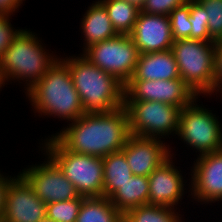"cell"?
Masks as SVG:
<instances>
[{"mask_svg":"<svg viewBox=\"0 0 222 222\" xmlns=\"http://www.w3.org/2000/svg\"><path fill=\"white\" fill-rule=\"evenodd\" d=\"M109 200L123 215L129 209L149 204L148 176L133 175Z\"/></svg>","mask_w":222,"mask_h":222,"instance_id":"19","label":"cell"},{"mask_svg":"<svg viewBox=\"0 0 222 222\" xmlns=\"http://www.w3.org/2000/svg\"><path fill=\"white\" fill-rule=\"evenodd\" d=\"M5 86V83L3 81L2 76L0 75V90H2L1 88Z\"/></svg>","mask_w":222,"mask_h":222,"instance_id":"34","label":"cell"},{"mask_svg":"<svg viewBox=\"0 0 222 222\" xmlns=\"http://www.w3.org/2000/svg\"><path fill=\"white\" fill-rule=\"evenodd\" d=\"M86 197L79 196L67 201L46 204V217L54 222H76L82 201Z\"/></svg>","mask_w":222,"mask_h":222,"instance_id":"24","label":"cell"},{"mask_svg":"<svg viewBox=\"0 0 222 222\" xmlns=\"http://www.w3.org/2000/svg\"><path fill=\"white\" fill-rule=\"evenodd\" d=\"M95 2V3H94ZM81 34L84 36L83 52L96 43L116 37L111 20L105 7L98 1H93L81 18Z\"/></svg>","mask_w":222,"mask_h":222,"instance_id":"18","label":"cell"},{"mask_svg":"<svg viewBox=\"0 0 222 222\" xmlns=\"http://www.w3.org/2000/svg\"><path fill=\"white\" fill-rule=\"evenodd\" d=\"M80 54L124 85L133 76L140 55L131 36L119 34L91 45Z\"/></svg>","mask_w":222,"mask_h":222,"instance_id":"9","label":"cell"},{"mask_svg":"<svg viewBox=\"0 0 222 222\" xmlns=\"http://www.w3.org/2000/svg\"><path fill=\"white\" fill-rule=\"evenodd\" d=\"M76 222H123V214L106 197H89L82 201Z\"/></svg>","mask_w":222,"mask_h":222,"instance_id":"21","label":"cell"},{"mask_svg":"<svg viewBox=\"0 0 222 222\" xmlns=\"http://www.w3.org/2000/svg\"><path fill=\"white\" fill-rule=\"evenodd\" d=\"M130 135L124 107L106 113H84L53 134L67 150L100 158L121 151Z\"/></svg>","mask_w":222,"mask_h":222,"instance_id":"1","label":"cell"},{"mask_svg":"<svg viewBox=\"0 0 222 222\" xmlns=\"http://www.w3.org/2000/svg\"><path fill=\"white\" fill-rule=\"evenodd\" d=\"M3 217L6 222H39L46 217V204L19 173L8 184Z\"/></svg>","mask_w":222,"mask_h":222,"instance_id":"13","label":"cell"},{"mask_svg":"<svg viewBox=\"0 0 222 222\" xmlns=\"http://www.w3.org/2000/svg\"><path fill=\"white\" fill-rule=\"evenodd\" d=\"M46 156L47 160L42 164H32L19 174L45 204L78 198L80 195L74 185L64 176L58 165Z\"/></svg>","mask_w":222,"mask_h":222,"instance_id":"11","label":"cell"},{"mask_svg":"<svg viewBox=\"0 0 222 222\" xmlns=\"http://www.w3.org/2000/svg\"><path fill=\"white\" fill-rule=\"evenodd\" d=\"M164 140L130 135L123 149L132 174L149 176L156 168L173 156V150Z\"/></svg>","mask_w":222,"mask_h":222,"instance_id":"14","label":"cell"},{"mask_svg":"<svg viewBox=\"0 0 222 222\" xmlns=\"http://www.w3.org/2000/svg\"><path fill=\"white\" fill-rule=\"evenodd\" d=\"M188 0H146L141 11L146 14L169 16L177 7L186 4Z\"/></svg>","mask_w":222,"mask_h":222,"instance_id":"29","label":"cell"},{"mask_svg":"<svg viewBox=\"0 0 222 222\" xmlns=\"http://www.w3.org/2000/svg\"><path fill=\"white\" fill-rule=\"evenodd\" d=\"M34 113L74 122L85 112L68 65L60 58L25 92Z\"/></svg>","mask_w":222,"mask_h":222,"instance_id":"2","label":"cell"},{"mask_svg":"<svg viewBox=\"0 0 222 222\" xmlns=\"http://www.w3.org/2000/svg\"><path fill=\"white\" fill-rule=\"evenodd\" d=\"M103 197L110 198L133 174L122 151L103 157Z\"/></svg>","mask_w":222,"mask_h":222,"instance_id":"20","label":"cell"},{"mask_svg":"<svg viewBox=\"0 0 222 222\" xmlns=\"http://www.w3.org/2000/svg\"><path fill=\"white\" fill-rule=\"evenodd\" d=\"M0 222H6V220L4 219L3 215L0 216Z\"/></svg>","mask_w":222,"mask_h":222,"instance_id":"36","label":"cell"},{"mask_svg":"<svg viewBox=\"0 0 222 222\" xmlns=\"http://www.w3.org/2000/svg\"><path fill=\"white\" fill-rule=\"evenodd\" d=\"M25 0H0V11L4 13L15 14Z\"/></svg>","mask_w":222,"mask_h":222,"instance_id":"32","label":"cell"},{"mask_svg":"<svg viewBox=\"0 0 222 222\" xmlns=\"http://www.w3.org/2000/svg\"><path fill=\"white\" fill-rule=\"evenodd\" d=\"M190 18V0L180 7L175 8L170 14V24L173 40L190 39L192 24Z\"/></svg>","mask_w":222,"mask_h":222,"instance_id":"26","label":"cell"},{"mask_svg":"<svg viewBox=\"0 0 222 222\" xmlns=\"http://www.w3.org/2000/svg\"><path fill=\"white\" fill-rule=\"evenodd\" d=\"M190 175L194 201L202 205L222 201V150L198 156Z\"/></svg>","mask_w":222,"mask_h":222,"instance_id":"12","label":"cell"},{"mask_svg":"<svg viewBox=\"0 0 222 222\" xmlns=\"http://www.w3.org/2000/svg\"><path fill=\"white\" fill-rule=\"evenodd\" d=\"M181 220L183 216L175 208L150 204L129 209L123 215V222H184Z\"/></svg>","mask_w":222,"mask_h":222,"instance_id":"23","label":"cell"},{"mask_svg":"<svg viewBox=\"0 0 222 222\" xmlns=\"http://www.w3.org/2000/svg\"><path fill=\"white\" fill-rule=\"evenodd\" d=\"M208 15V29L210 37L215 41H222V0H197Z\"/></svg>","mask_w":222,"mask_h":222,"instance_id":"27","label":"cell"},{"mask_svg":"<svg viewBox=\"0 0 222 222\" xmlns=\"http://www.w3.org/2000/svg\"><path fill=\"white\" fill-rule=\"evenodd\" d=\"M192 24L190 39L215 42L209 34L208 15L197 0H190V18Z\"/></svg>","mask_w":222,"mask_h":222,"instance_id":"25","label":"cell"},{"mask_svg":"<svg viewBox=\"0 0 222 222\" xmlns=\"http://www.w3.org/2000/svg\"><path fill=\"white\" fill-rule=\"evenodd\" d=\"M171 51L180 78L198 95L214 94L215 42L194 39L174 41Z\"/></svg>","mask_w":222,"mask_h":222,"instance_id":"6","label":"cell"},{"mask_svg":"<svg viewBox=\"0 0 222 222\" xmlns=\"http://www.w3.org/2000/svg\"><path fill=\"white\" fill-rule=\"evenodd\" d=\"M61 59L68 65L85 113H106L124 106L125 85L83 55Z\"/></svg>","mask_w":222,"mask_h":222,"instance_id":"3","label":"cell"},{"mask_svg":"<svg viewBox=\"0 0 222 222\" xmlns=\"http://www.w3.org/2000/svg\"><path fill=\"white\" fill-rule=\"evenodd\" d=\"M42 45L35 32L27 29L19 32L0 59V75L5 85L23 81L27 91L46 74L59 57Z\"/></svg>","mask_w":222,"mask_h":222,"instance_id":"4","label":"cell"},{"mask_svg":"<svg viewBox=\"0 0 222 222\" xmlns=\"http://www.w3.org/2000/svg\"><path fill=\"white\" fill-rule=\"evenodd\" d=\"M130 36L140 54L169 50L174 43L169 16L142 11Z\"/></svg>","mask_w":222,"mask_h":222,"instance_id":"15","label":"cell"},{"mask_svg":"<svg viewBox=\"0 0 222 222\" xmlns=\"http://www.w3.org/2000/svg\"><path fill=\"white\" fill-rule=\"evenodd\" d=\"M12 178V176H5L0 172V216L3 215L5 210L7 187Z\"/></svg>","mask_w":222,"mask_h":222,"instance_id":"31","label":"cell"},{"mask_svg":"<svg viewBox=\"0 0 222 222\" xmlns=\"http://www.w3.org/2000/svg\"><path fill=\"white\" fill-rule=\"evenodd\" d=\"M172 156L149 176V204L176 208L186 193L185 179ZM174 164V165H173ZM184 194V195H183Z\"/></svg>","mask_w":222,"mask_h":222,"instance_id":"16","label":"cell"},{"mask_svg":"<svg viewBox=\"0 0 222 222\" xmlns=\"http://www.w3.org/2000/svg\"><path fill=\"white\" fill-rule=\"evenodd\" d=\"M12 14L0 11V59L4 52L13 43L14 38L19 34L21 29H15L11 22Z\"/></svg>","mask_w":222,"mask_h":222,"instance_id":"28","label":"cell"},{"mask_svg":"<svg viewBox=\"0 0 222 222\" xmlns=\"http://www.w3.org/2000/svg\"><path fill=\"white\" fill-rule=\"evenodd\" d=\"M222 90V41L215 42L214 92Z\"/></svg>","mask_w":222,"mask_h":222,"instance_id":"30","label":"cell"},{"mask_svg":"<svg viewBox=\"0 0 222 222\" xmlns=\"http://www.w3.org/2000/svg\"><path fill=\"white\" fill-rule=\"evenodd\" d=\"M200 98L181 78L171 80H129L124 101H158L179 108Z\"/></svg>","mask_w":222,"mask_h":222,"instance_id":"10","label":"cell"},{"mask_svg":"<svg viewBox=\"0 0 222 222\" xmlns=\"http://www.w3.org/2000/svg\"><path fill=\"white\" fill-rule=\"evenodd\" d=\"M130 134L170 138L177 134L181 108L158 101H124Z\"/></svg>","mask_w":222,"mask_h":222,"instance_id":"8","label":"cell"},{"mask_svg":"<svg viewBox=\"0 0 222 222\" xmlns=\"http://www.w3.org/2000/svg\"><path fill=\"white\" fill-rule=\"evenodd\" d=\"M107 10L114 30L119 35H130L140 9L124 0H98Z\"/></svg>","mask_w":222,"mask_h":222,"instance_id":"22","label":"cell"},{"mask_svg":"<svg viewBox=\"0 0 222 222\" xmlns=\"http://www.w3.org/2000/svg\"><path fill=\"white\" fill-rule=\"evenodd\" d=\"M180 78L178 66L171 51L143 53L130 80H171Z\"/></svg>","mask_w":222,"mask_h":222,"instance_id":"17","label":"cell"},{"mask_svg":"<svg viewBox=\"0 0 222 222\" xmlns=\"http://www.w3.org/2000/svg\"><path fill=\"white\" fill-rule=\"evenodd\" d=\"M196 98L181 109L177 136L198 156L222 150V124L216 113L198 105Z\"/></svg>","mask_w":222,"mask_h":222,"instance_id":"7","label":"cell"},{"mask_svg":"<svg viewBox=\"0 0 222 222\" xmlns=\"http://www.w3.org/2000/svg\"><path fill=\"white\" fill-rule=\"evenodd\" d=\"M44 150L74 185L80 196L103 197V159L67 150L53 135L43 140ZM46 151V152H45Z\"/></svg>","mask_w":222,"mask_h":222,"instance_id":"5","label":"cell"},{"mask_svg":"<svg viewBox=\"0 0 222 222\" xmlns=\"http://www.w3.org/2000/svg\"><path fill=\"white\" fill-rule=\"evenodd\" d=\"M130 4L135 5L136 7H138L140 10L142 9V7L144 6L146 0H124Z\"/></svg>","mask_w":222,"mask_h":222,"instance_id":"33","label":"cell"},{"mask_svg":"<svg viewBox=\"0 0 222 222\" xmlns=\"http://www.w3.org/2000/svg\"><path fill=\"white\" fill-rule=\"evenodd\" d=\"M39 222H54V221H52L51 219L45 217L42 220H40Z\"/></svg>","mask_w":222,"mask_h":222,"instance_id":"35","label":"cell"}]
</instances>
